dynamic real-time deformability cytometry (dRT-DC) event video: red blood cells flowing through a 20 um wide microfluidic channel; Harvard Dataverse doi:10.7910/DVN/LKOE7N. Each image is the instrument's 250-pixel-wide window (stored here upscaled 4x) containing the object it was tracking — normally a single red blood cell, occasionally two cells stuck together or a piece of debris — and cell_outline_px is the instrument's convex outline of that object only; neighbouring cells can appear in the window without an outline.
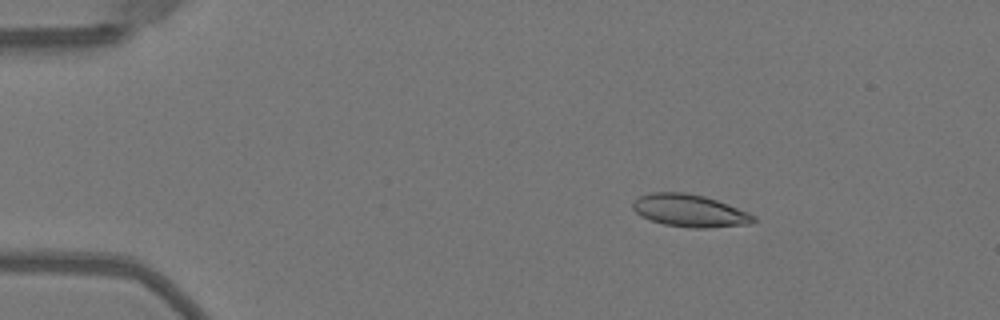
{"species": "Egyptian fruit bat (a non-hibernating species)", "species_latin": "Rousettus aegyptiacus", "temperature_condition": "warm", "stored_images_in_passage": 44, "camera_frame_rate_fps": 3000, "um_per_image_px": 0.085, "animal": {"sex": "female"}, "frame": {"image": 1, "passage_image": 2, "time_ms": 0.333, "image_size_px": [1000, 320], "cell_outline_px": [[756, 220], [752, 224], [708, 228], [692, 228], [664, 224], [640, 216], [632, 208], [632, 200], [648, 192], [684, 192], [704, 196], [728, 204], [748, 212], [756, 216]], "centroid_in_image_um": [58.62, 17.9], "position_along_channel_um": 26.4, "area_um2": 23.0}}
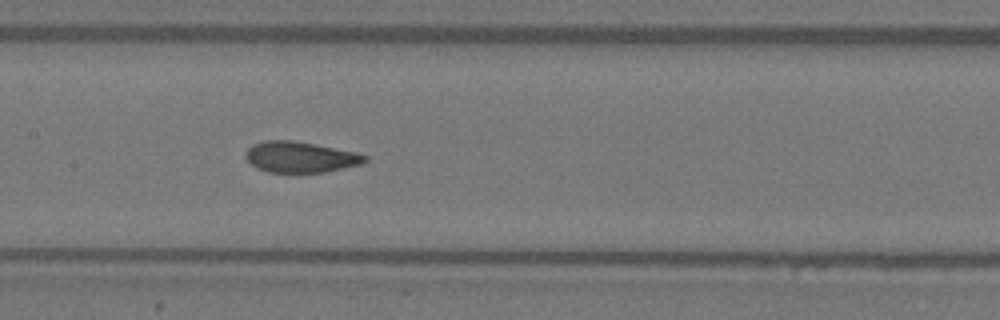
{"frame": {"image": 2, "passage_image": 19, "time_ms": 6.0, "image_size_px": [1000, 320], "cell_outline_px": [[368, 160], [360, 164], [324, 172], [268, 172], [256, 168], [244, 156], [248, 148], [252, 144], [264, 140], [292, 140], [316, 144], [356, 152], [368, 156]], "centroid_in_image_um": [25.51, 13.34], "position_along_channel_um": 181.9, "area_um2": 21.44}}
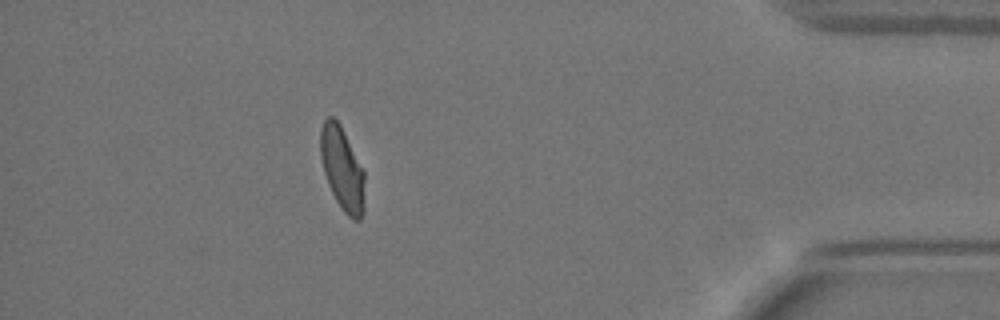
{"frame": {"image": 3, "passage_image": 39, "time_ms": 12.667, "image_size_px": [1000, 320], "cell_outline_px": [[364, 208], [360, 220], [352, 220], [344, 212], [336, 200], [328, 184], [324, 172], [320, 156], [320, 128], [324, 120], [328, 116], [332, 116], [340, 124], [364, 172]], "centroid_in_image_um": [29.07, 14.34], "position_along_channel_um": 406.1, "area_um2": 21.33}, "authors_computed_cell_mechanics": {"area_um2": 22.1085, "velocity_mm_per_s": 4.0471, "shape_relaxation_time_tau1_ms": 5.5442, "shape_relaxation_time_tau2_ms": 1.0017, "deformation_change_tau1": 0.1939, "deformation_change_tau2": 0.0473}}